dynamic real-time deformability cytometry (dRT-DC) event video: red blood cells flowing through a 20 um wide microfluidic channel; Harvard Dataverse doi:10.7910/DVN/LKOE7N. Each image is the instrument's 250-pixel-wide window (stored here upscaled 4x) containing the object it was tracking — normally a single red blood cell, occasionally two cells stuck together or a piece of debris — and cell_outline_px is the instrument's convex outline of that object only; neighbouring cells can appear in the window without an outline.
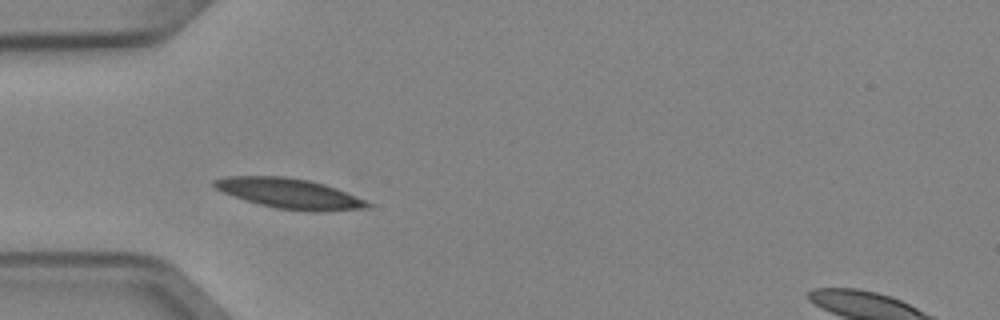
{"species": "Egyptian fruit bat (a non-hibernating species)", "species_latin": "Rousettus aegyptiacus", "temperature_condition": "cold", "stored_images_in_passage": 6, "camera_frame_rate_fps": 3000, "um_per_image_px": 0.085, "animal": {"sex": "female"}, "frame": {"image": 1, "passage_image": 2, "time_ms": 0.333, "image_size_px": [1000, 320], "cell_outline_px": [[372, 208], [324, 212], [312, 212], [276, 208], [260, 204], [224, 192], [216, 188], [212, 184], [212, 180], [228, 176], [284, 176], [308, 180], [324, 184], [336, 188], [364, 200], [372, 204]], "centroid_in_image_um": [24.66, 16.45], "position_along_channel_um": 60.3, "area_um2": 26.76}}
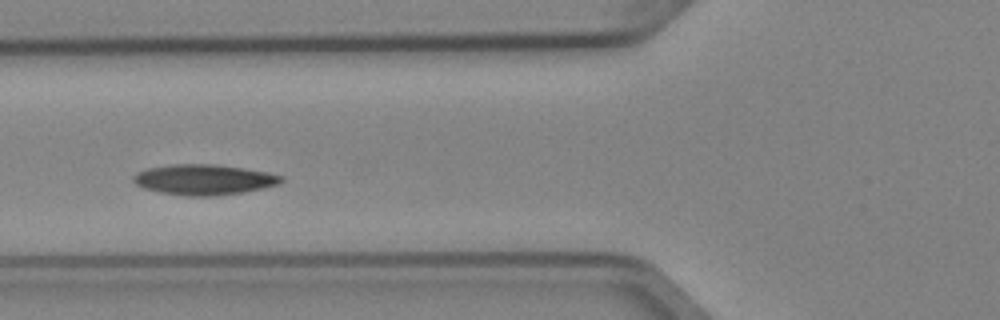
{"frame": {"image": 2, "passage_image": 3, "time_ms": 0.667, "image_size_px": [1000, 320], "cell_outline_px": [[284, 180], [280, 184], [264, 188], [244, 192], [216, 196], [184, 196], [160, 192], [144, 188], [136, 184], [132, 180], [132, 176], [136, 172], [148, 168], [176, 164], [212, 164], [244, 168], [268, 172], [284, 176]], "centroid_in_image_um": [17.36, 15.27], "position_along_channel_um": 108.4, "area_um2": 26.41}}
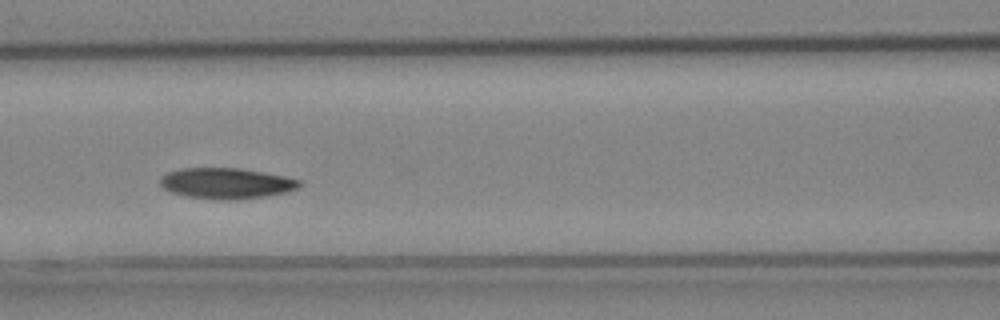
{"frame": {"image": 3, "passage_image": 4, "time_ms": 1.0, "image_size_px": [1000, 320], "cell_outline_px": [[304, 180], [296, 188], [288, 192], [268, 196], [236, 200], [216, 200], [184, 196], [172, 192], [164, 188], [160, 184], [160, 176], [168, 172], [180, 168], [240, 168], [284, 176]], "centroid_in_image_um": [19.24, 15.59], "position_along_channel_um": 147.4, "area_um2": 25.26}}